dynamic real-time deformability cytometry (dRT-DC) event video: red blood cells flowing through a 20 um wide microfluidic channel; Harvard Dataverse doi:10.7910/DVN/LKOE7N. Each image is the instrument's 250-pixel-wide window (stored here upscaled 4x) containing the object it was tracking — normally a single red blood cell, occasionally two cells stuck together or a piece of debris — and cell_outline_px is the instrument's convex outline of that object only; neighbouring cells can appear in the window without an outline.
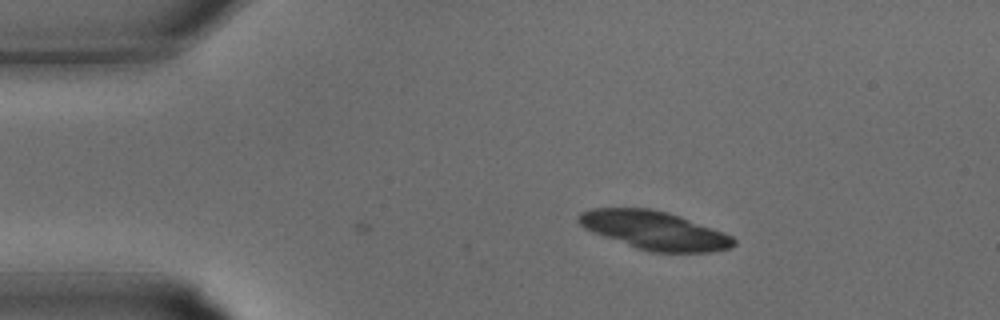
{"species": "common noctule bat (a hibernating species)", "species_latin": "Nyctalus noctula", "temperature_condition": "warm", "stored_images_in_passage": 3, "camera_frame_rate_fps": 3000, "um_per_image_px": 0.085, "animal": {"sex": "male", "body_mass_g": 15.6}, "frame": {"image": 1, "passage_image": 3, "time_ms": 0.667, "image_size_px": [1000, 320], "cell_outline_px": [[736, 244], [732, 248], [712, 252], [652, 252], [636, 248], [604, 236], [584, 228], [576, 220], [576, 216], [580, 212], [592, 208], [648, 208], [668, 212], [680, 216], [724, 232], [732, 236], [736, 240]], "centroid_in_image_um": [55.64, 19.58], "position_along_channel_um": 29.4, "area_um2": 34.74}}